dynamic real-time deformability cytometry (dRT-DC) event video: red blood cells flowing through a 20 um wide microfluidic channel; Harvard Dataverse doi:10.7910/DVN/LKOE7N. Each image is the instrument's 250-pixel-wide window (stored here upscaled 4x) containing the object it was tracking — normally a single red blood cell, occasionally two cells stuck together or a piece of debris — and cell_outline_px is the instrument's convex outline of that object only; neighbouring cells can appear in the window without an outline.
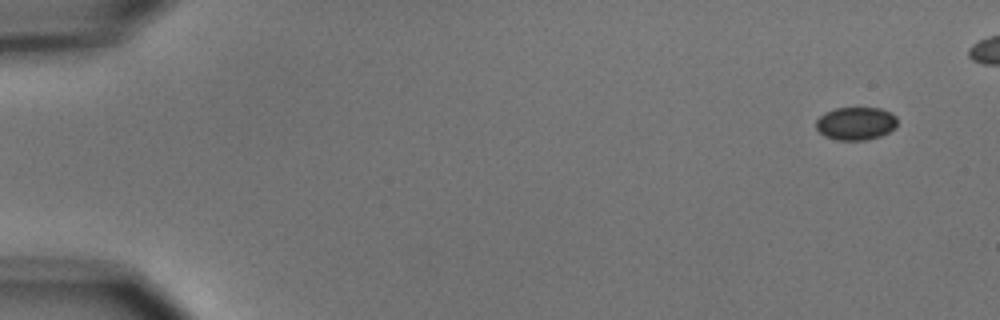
{"species": "common noctule bat (a hibernating species)", "species_latin": "Nyctalus noctula", "temperature_condition": "cold", "stored_images_in_passage": 4, "segment_of_instrument_passage": [2, 2], "camera_frame_rate_fps": 3000, "um_per_image_px": 0.085, "animal": {"sex": "male", "body_mass_g": 15.6}, "frame": {"image": 1, "passage_image": 4, "time_ms": 4.333, "image_size_px": [1000, 320], "cell_outline_px": [[896, 124], [888, 132], [880, 136], [864, 140], [836, 140], [824, 136], [816, 128], [816, 120], [824, 112], [836, 108], [880, 108], [896, 116]], "centroid_in_image_um": [72.69, 10.49], "position_along_channel_um": 12.3, "area_um2": 15.49}}